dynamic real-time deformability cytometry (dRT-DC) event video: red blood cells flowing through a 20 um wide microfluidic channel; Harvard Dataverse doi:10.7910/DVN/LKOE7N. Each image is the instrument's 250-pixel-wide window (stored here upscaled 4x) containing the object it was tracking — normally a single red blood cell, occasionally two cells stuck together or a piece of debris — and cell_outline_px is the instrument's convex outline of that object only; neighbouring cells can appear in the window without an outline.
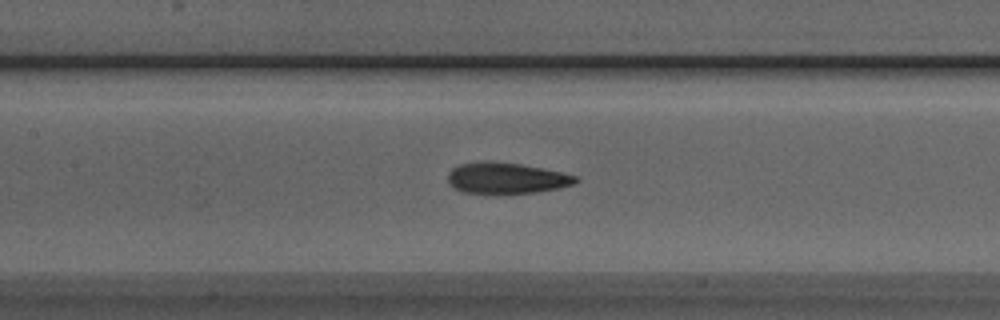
{"species": "Egyptian fruit bat (a non-hibernating species)", "species_latin": "Rousettus aegyptiacus", "temperature_condition": "room temperature", "stored_images_in_passage": 43, "camera_frame_rate_fps": 3000, "um_per_image_px": 0.085, "animal": {"sex": "male"}, "frame": {"image": 1, "passage_image": 19, "time_ms": 6.0, "image_size_px": [1000, 320], "cell_outline_px": [[580, 180], [572, 184], [560, 188], [536, 192], [496, 196], [464, 192], [452, 188], [448, 184], [448, 172], [452, 168], [460, 164], [484, 160], [520, 164], [560, 172], [576, 176]], "centroid_in_image_um": [42.97, 15.18], "position_along_channel_um": 164.4, "area_um2": 23.81}}
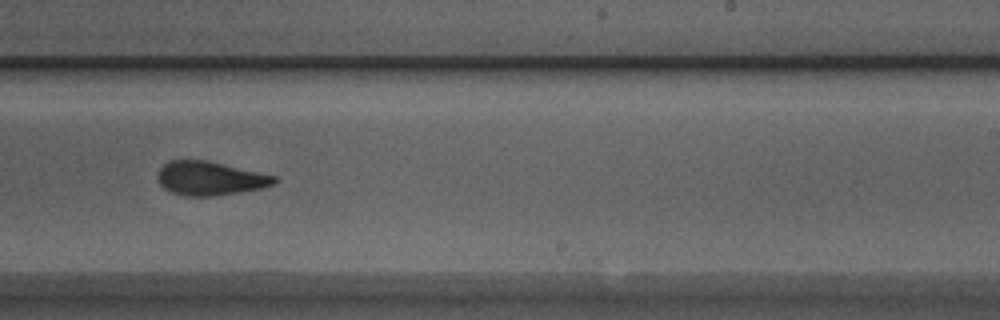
{"frame": {"image": 2, "passage_image": 27, "time_ms": 8.667, "image_size_px": [1000, 320], "cell_outline_px": [[280, 180], [272, 184], [260, 188], [240, 192], [212, 196], [184, 196], [172, 192], [164, 188], [160, 184], [156, 176], [160, 168], [168, 160], [208, 160], [276, 176]], "centroid_in_image_um": [17.83, 15.15], "position_along_channel_um": 271.2, "area_um2": 23.0}}
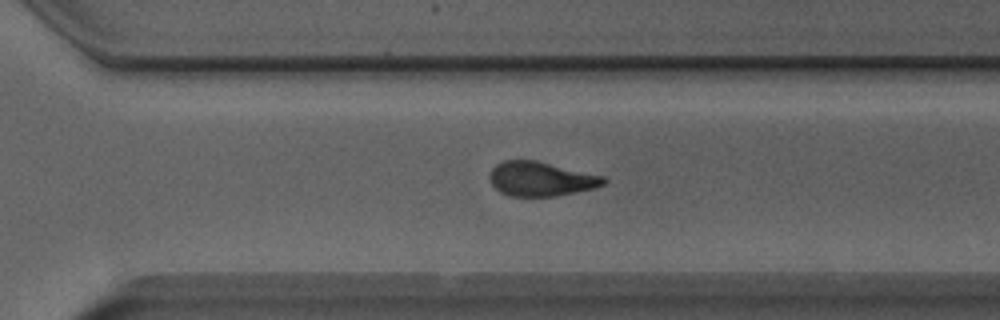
{"frame": {"image": 3, "passage_image": 31, "time_ms": 10.0, "image_size_px": [1000, 320], "cell_outline_px": [[608, 180], [604, 184], [596, 188], [556, 196], [512, 196], [500, 192], [492, 184], [488, 176], [492, 168], [496, 164], [504, 160], [536, 160], [604, 176]], "centroid_in_image_um": [45.98, 15.2], "position_along_channel_um": 324.6, "area_um2": 22.89}, "authors_computed_cell_mechanics": {"area_um2": 23.5824, "velocity_mm_per_s": 4.0167, "shape_relaxation_time_tau1_ms": 3.9438, "shape_relaxation_time_tau2_ms": 2.0167, "deformation_change_tau1": 0.1307, "deformation_change_tau2": 0.0967}}